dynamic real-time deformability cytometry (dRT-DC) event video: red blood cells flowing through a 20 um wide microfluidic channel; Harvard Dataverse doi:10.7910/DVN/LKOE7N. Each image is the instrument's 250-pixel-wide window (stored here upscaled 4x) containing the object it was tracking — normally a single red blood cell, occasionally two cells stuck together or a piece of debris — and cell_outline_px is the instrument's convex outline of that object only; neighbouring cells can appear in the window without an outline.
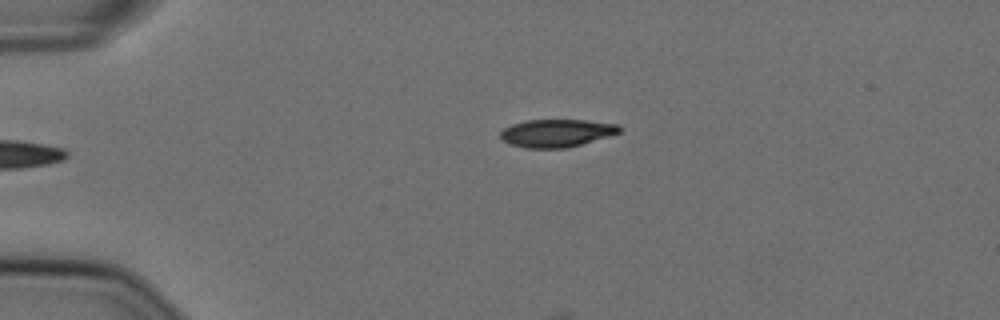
{"species": "Egyptian fruit bat (a non-hibernating species)", "species_latin": "Rousettus aegyptiacus", "temperature_condition": "cold", "stored_images_in_passage": 11, "camera_frame_rate_fps": 3000, "um_per_image_px": 0.085, "animal": {"sex": "female"}, "frame": {"image": 1, "passage_image": 1, "time_ms": 0.0, "image_size_px": [1000, 320], "cell_outline_px": [[620, 132], [608, 136], [568, 148], [524, 148], [508, 144], [500, 136], [500, 132], [504, 128], [512, 124], [528, 120], [584, 120], [620, 124]], "centroid_in_image_um": [47.29, 11.31], "position_along_channel_um": 37.7, "area_um2": 19.25}}